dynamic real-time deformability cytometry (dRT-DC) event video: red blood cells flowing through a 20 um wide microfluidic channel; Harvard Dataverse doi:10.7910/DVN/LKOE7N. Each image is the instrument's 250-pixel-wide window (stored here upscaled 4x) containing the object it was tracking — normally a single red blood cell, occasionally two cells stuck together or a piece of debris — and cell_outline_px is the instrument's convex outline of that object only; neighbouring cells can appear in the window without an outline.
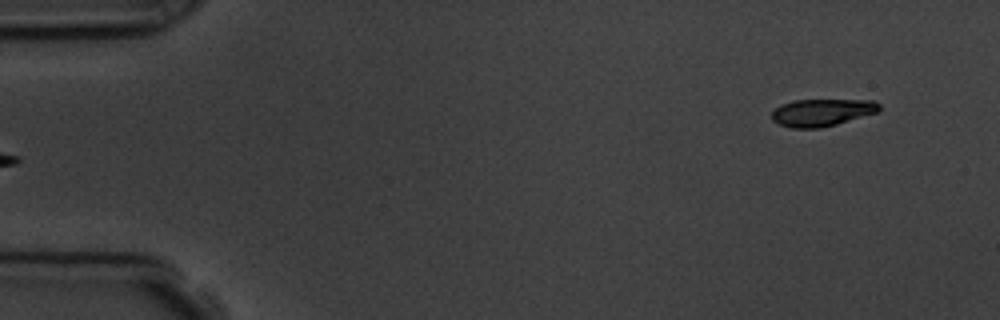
{"species": "common noctule bat (a hibernating species)", "species_latin": "Nyctalus noctula", "temperature_condition": "room temperature", "stored_images_in_passage": 6, "segment_of_instrument_passage": [2, 2], "camera_frame_rate_fps": 3000, "um_per_image_px": 0.085, "animal": {"sex": "male", "body_mass_g": 19.5, "forearm_length_mm": 54.6}, "frame": {"image": 1, "passage_image": 6, "time_ms": 5.667, "image_size_px": [1000, 320], "cell_outline_px": [[880, 112], [836, 124], [820, 128], [792, 128], [780, 124], [772, 120], [772, 112], [780, 104], [792, 100], [872, 100], [880, 104]], "centroid_in_image_um": [69.88, 9.55], "position_along_channel_um": 15.1, "area_um2": 17.17}}